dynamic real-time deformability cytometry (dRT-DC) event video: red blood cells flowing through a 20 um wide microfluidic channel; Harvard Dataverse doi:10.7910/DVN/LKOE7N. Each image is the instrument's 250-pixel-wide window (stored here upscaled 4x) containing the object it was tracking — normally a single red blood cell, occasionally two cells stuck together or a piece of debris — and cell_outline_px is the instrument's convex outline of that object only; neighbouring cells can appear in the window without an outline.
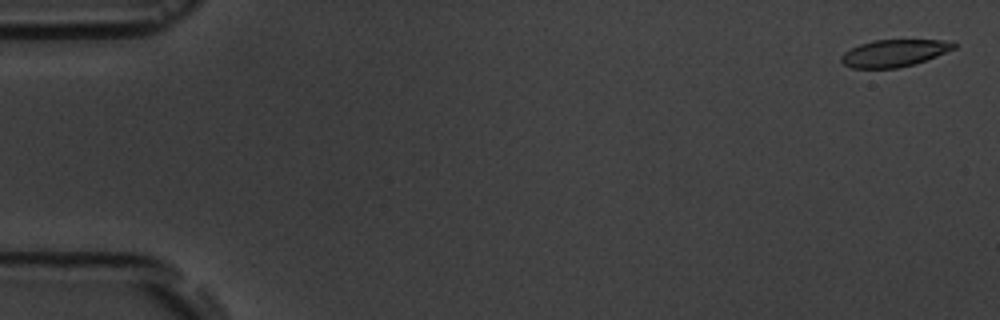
{"species": "common noctule bat (a hibernating species)", "species_latin": "Nyctalus noctula", "temperature_condition": "room temperature", "stored_images_in_passage": 7, "camera_frame_rate_fps": 3000, "um_per_image_px": 0.085, "animal": {"sex": "male", "body_mass_g": 19.5, "forearm_length_mm": 54.6}, "frame": {"image": 1, "passage_image": 1, "time_ms": 0.0, "image_size_px": [1000, 320], "cell_outline_px": [[956, 48], [936, 56], [912, 64], [896, 68], [852, 68], [844, 64], [840, 60], [840, 56], [844, 52], [860, 44], [872, 40], [956, 40]], "centroid_in_image_um": [76.02, 4.5], "position_along_channel_um": 9.0, "area_um2": 17.74}}
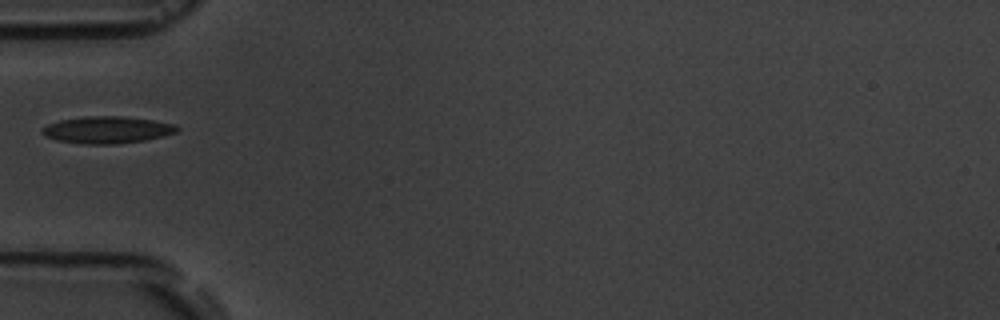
{"frame": {"image": 2, "passage_image": 6, "time_ms": 5.667, "image_size_px": [1000, 320], "cell_outline_px": [[180, 128], [176, 132], [144, 140], [112, 144], [84, 144], [56, 140], [44, 136], [40, 132], [40, 128], [48, 124], [60, 120], [84, 116], [124, 116], [152, 120], [176, 124]], "centroid_in_image_um": [9.05, 11.03], "position_along_channel_um": 75.9, "area_um2": 21.21}}
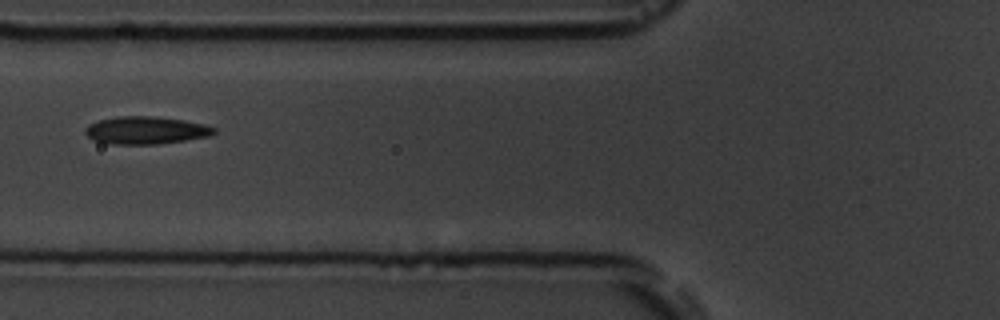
{"frame": {"image": 3, "passage_image": 7, "time_ms": 6.667, "image_size_px": [1000, 320], "cell_outline_px": [[216, 132], [212, 136], [160, 144], [112, 144], [96, 140], [88, 136], [84, 132], [84, 128], [88, 124], [100, 120], [120, 116], [148, 116], [184, 120], [204, 124], [216, 128]], "centroid_in_image_um": [12.43, 11.08], "position_along_channel_um": 113.4, "area_um2": 20.69}}